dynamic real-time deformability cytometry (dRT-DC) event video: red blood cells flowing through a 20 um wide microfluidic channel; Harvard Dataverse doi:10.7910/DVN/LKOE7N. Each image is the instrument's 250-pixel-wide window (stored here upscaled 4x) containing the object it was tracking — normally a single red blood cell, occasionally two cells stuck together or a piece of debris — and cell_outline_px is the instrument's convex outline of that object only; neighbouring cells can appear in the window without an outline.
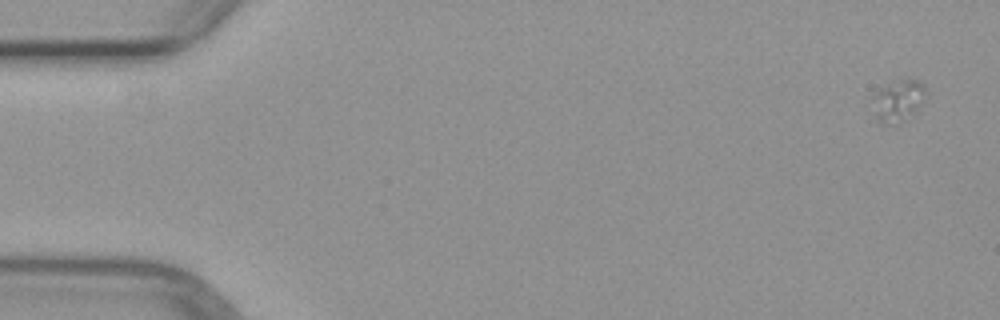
{"species": "common noctule bat (a hibernating species)", "species_latin": "Nyctalus noctula", "temperature_condition": "warm", "stored_images_in_passage": 5, "camera_frame_rate_fps": 3000, "um_per_image_px": 0.085, "animal": {"sex": "female", "body_mass_g": 29.2, "forearm_length_mm": 56.3}, "frame": {"image": 1, "passage_image": 1, "time_ms": 0.0, "image_size_px": [1000, 320], "cell_outline_px": [[924, 100], [904, 120], [880, 120], [876, 116], [872, 96], [880, 88], [888, 84], [904, 80], [916, 80], [924, 84]], "centroid_in_image_um": [76.35, 8.48], "position_along_channel_um": 8.7, "area_um2": 11.73}}